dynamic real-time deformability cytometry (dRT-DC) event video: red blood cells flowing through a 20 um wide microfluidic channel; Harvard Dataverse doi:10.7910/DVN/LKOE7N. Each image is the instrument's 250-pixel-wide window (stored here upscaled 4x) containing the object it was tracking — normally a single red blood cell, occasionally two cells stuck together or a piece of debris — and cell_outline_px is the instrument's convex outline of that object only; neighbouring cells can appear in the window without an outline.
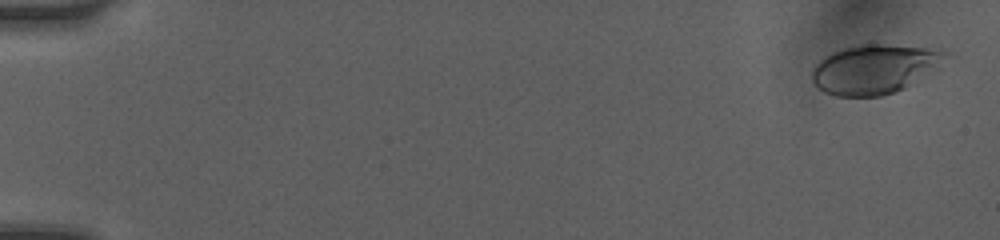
{"species": "human", "species_latin": "Homo sapiens", "temperature_condition": "room temperature", "stored_images_in_passage": 29, "camera_frame_rate_fps": 3000, "um_per_image_px": 0.085, "donor": {"sex": "female"}, "frame": {"image": 1, "passage_image": 1, "time_ms": 0.0, "image_size_px": [1000, 240], "cell_outline_px": [[948, 52], [904, 88], [896, 92], [880, 96], [836, 96], [824, 92], [816, 88], [812, 84], [812, 68], [824, 56], [844, 48], [864, 44], [884, 44], [924, 48]], "centroid_in_image_um": [74.11, 5.89], "position_along_channel_um": 10.9, "area_um2": 36.82}}
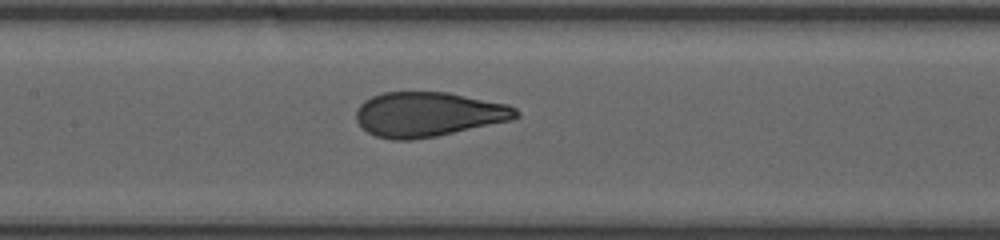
{"frame": {"image": 2, "passage_image": 15, "time_ms": 8.0, "image_size_px": [1000, 240], "cell_outline_px": [[520, 116], [512, 120], [436, 136], [412, 140], [392, 140], [376, 136], [368, 132], [356, 120], [356, 112], [360, 104], [364, 100], [372, 96], [384, 92], [448, 92], [508, 104], [516, 108], [520, 112]], "centroid_in_image_um": [36.42, 9.71], "position_along_channel_um": 171.0, "area_um2": 41.67}}
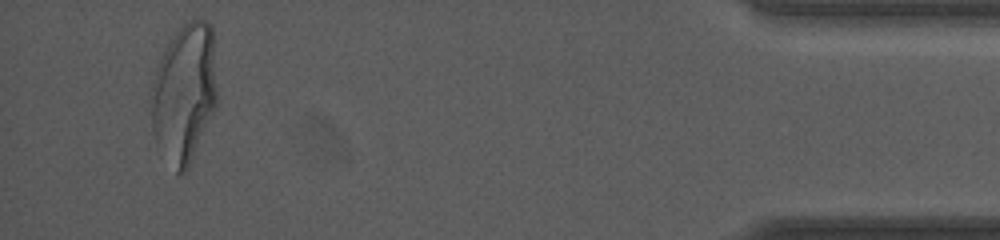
{"frame": {"image": 3, "passage_image": 28, "time_ms": 15.667, "image_size_px": [1000, 240], "cell_outline_px": [[216, 104], [188, 168], [180, 176], [176, 176], [156, 148], [152, 132], [148, 104], [148, 100], [152, 80], [156, 68], [168, 40], [184, 20], [208, 20], [212, 24], [216, 88]], "centroid_in_image_um": [15.58, 7.95], "position_along_channel_um": 419.6, "area_um2": 54.79}, "authors_computed_cell_mechanics": {"area_um2": 41.905, "velocity_mm_per_s": 4.0876, "shape_relaxation_time_tau1_ms": 4.1548, "shape_relaxation_time_tau2_ms": null, "deformation_change_tau1": 0.1782, "deformation_change_tau2": null}}